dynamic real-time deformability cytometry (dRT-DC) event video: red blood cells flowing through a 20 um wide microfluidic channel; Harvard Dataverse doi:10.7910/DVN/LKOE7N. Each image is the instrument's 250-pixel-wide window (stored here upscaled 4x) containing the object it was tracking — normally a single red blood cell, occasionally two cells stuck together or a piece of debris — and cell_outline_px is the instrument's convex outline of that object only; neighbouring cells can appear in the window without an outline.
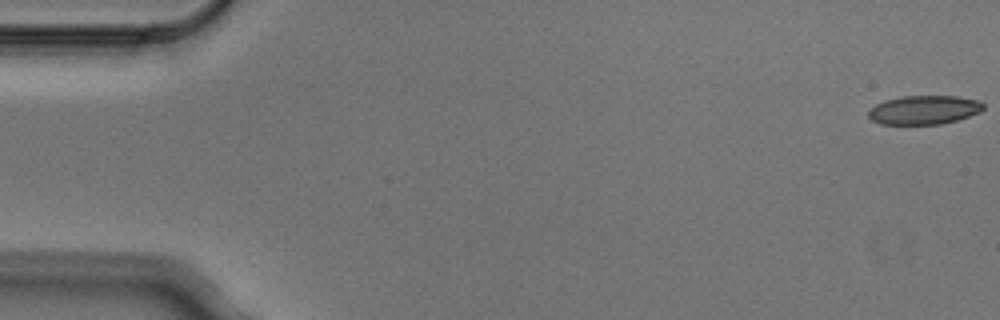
{"species": "Egyptian fruit bat (a non-hibernating species)", "species_latin": "Rousettus aegyptiacus", "temperature_condition": "cold", "stored_images_in_passage": 7, "camera_frame_rate_fps": 3000, "um_per_image_px": 0.085, "animal": {"sex": "male"}, "frame": {"image": 1, "passage_image": 1, "time_ms": 0.0, "image_size_px": [1000, 320], "cell_outline_px": [[984, 108], [980, 112], [956, 120], [940, 124], [880, 124], [872, 120], [868, 116], [868, 112], [876, 104], [884, 100], [900, 96], [956, 96], [980, 100], [984, 104]], "centroid_in_image_um": [78.55, 9.33], "position_along_channel_um": 6.5, "area_um2": 19.36}}
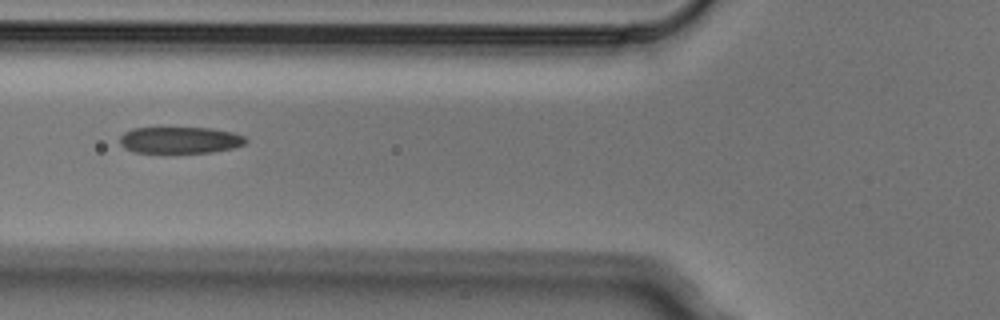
{"frame": {"image": 2, "passage_image": 6, "time_ms": 1.667, "image_size_px": [1000, 320], "cell_outline_px": [[248, 140], [244, 144], [232, 148], [212, 152], [136, 152], [124, 148], [120, 144], [120, 136], [124, 132], [132, 128], [212, 128], [232, 132], [244, 136]], "centroid_in_image_um": [15.29, 11.9], "position_along_channel_um": 110.5, "area_um2": 19.36}}
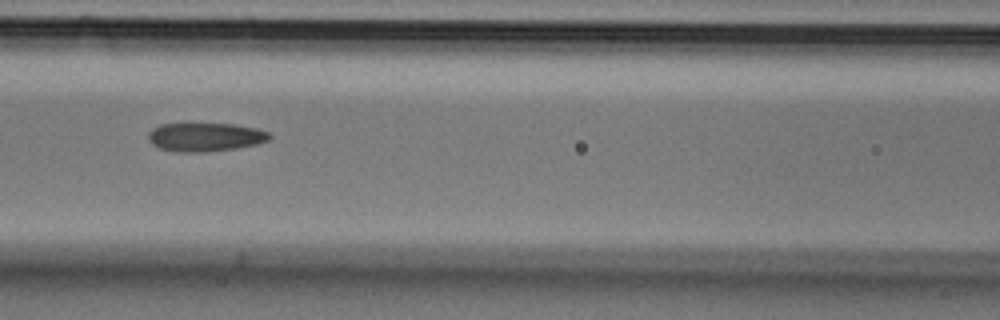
{"frame": {"image": 3, "passage_image": 7, "time_ms": 2.0, "image_size_px": [1000, 320], "cell_outline_px": [[272, 136], [268, 140], [256, 144], [236, 148], [204, 152], [176, 152], [160, 148], [152, 144], [148, 140], [148, 132], [152, 128], [160, 124], [184, 120], [188, 120], [232, 124], [256, 128], [268, 132]], "centroid_in_image_um": [17.36, 11.59], "position_along_channel_um": 149.2, "area_um2": 21.27}}